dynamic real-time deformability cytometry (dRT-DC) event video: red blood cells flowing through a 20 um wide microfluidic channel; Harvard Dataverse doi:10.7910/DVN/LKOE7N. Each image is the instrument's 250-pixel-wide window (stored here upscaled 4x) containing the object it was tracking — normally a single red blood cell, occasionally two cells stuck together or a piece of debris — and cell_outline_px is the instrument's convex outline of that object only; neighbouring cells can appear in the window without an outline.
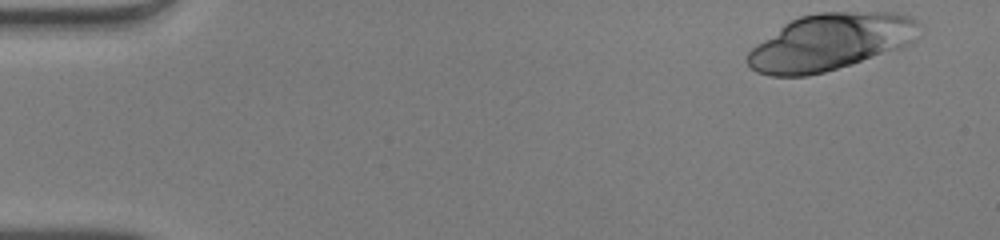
{"species": "human", "species_latin": "Homo sapiens", "temperature_condition": "warm", "stored_images_in_passage": 41, "camera_frame_rate_fps": 3000, "um_per_image_px": 0.085, "donor": {"sex": "male"}, "frame": {"image": 1, "passage_image": 1, "time_ms": 0.0, "image_size_px": [1000, 240], "cell_outline_px": [[920, 24], [916, 40], [912, 44], [852, 64], [824, 72], [808, 76], [772, 76], [756, 72], [748, 64], [748, 52], [756, 44], [784, 24], [800, 16], [820, 12], [896, 12], [912, 16]], "centroid_in_image_um": [70.62, 3.56], "position_along_channel_um": 14.4, "area_um2": 56.76}}